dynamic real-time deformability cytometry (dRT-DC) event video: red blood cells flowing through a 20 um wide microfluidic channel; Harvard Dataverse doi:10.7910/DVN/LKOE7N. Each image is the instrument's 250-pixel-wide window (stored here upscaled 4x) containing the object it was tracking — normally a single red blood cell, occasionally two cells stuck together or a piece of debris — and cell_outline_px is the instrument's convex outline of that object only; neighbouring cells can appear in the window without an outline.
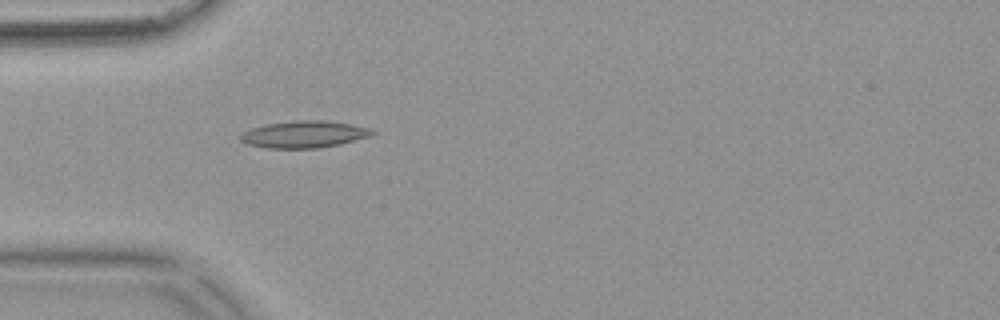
{"species": "common noctule bat (a hibernating species)", "species_latin": "Nyctalus noctula", "temperature_condition": "warm", "stored_images_in_passage": 53, "camera_frame_rate_fps": 3000, "um_per_image_px": 0.085, "animal": {"sex": "female", "body_mass_g": 18.4}, "frame": {"image": 1, "passage_image": 15, "time_ms": 4.667, "image_size_px": [1000, 320], "cell_outline_px": [[380, 132], [372, 136], [340, 144], [320, 148], [264, 148], [248, 144], [240, 140], [240, 132], [252, 128], [268, 124], [296, 120], [324, 120], [352, 124], [368, 128]], "centroid_in_image_um": [25.88, 11.42], "position_along_channel_um": 59.1, "area_um2": 20.87}}
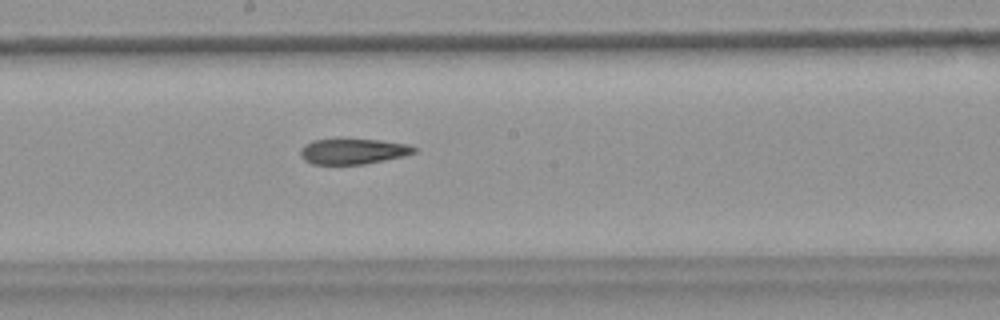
{"frame": {"image": 2, "passage_image": 28, "time_ms": 9.0, "image_size_px": [1000, 320], "cell_outline_px": [[420, 148], [416, 152], [404, 156], [364, 164], [312, 164], [304, 160], [300, 156], [300, 148], [304, 144], [312, 140], [380, 140], [408, 144]], "centroid_in_image_um": [30.02, 12.87], "position_along_channel_um": 218.2, "area_um2": 16.88}}
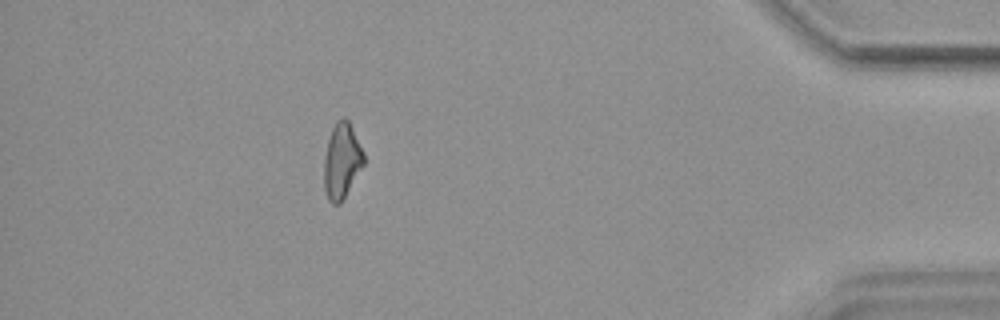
{"frame": {"image": 3, "passage_image": 47, "time_ms": 15.333, "image_size_px": [1000, 320], "cell_outline_px": [[364, 164], [340, 204], [332, 204], [328, 200], [324, 188], [324, 156], [328, 140], [332, 128], [336, 120], [344, 116], [348, 120], [364, 152]], "centroid_in_image_um": [29.04, 13.67], "position_along_channel_um": 406.2, "area_um2": 17.46}, "authors_computed_cell_mechanics": {"area_um2": 18.207, "velocity_mm_per_s": 3.7432, "shape_relaxation_time_tau1_ms": null, "shape_relaxation_time_tau2_ms": 3.8081, "deformation_change_tau1": null, "deformation_change_tau2": 0.1289}}